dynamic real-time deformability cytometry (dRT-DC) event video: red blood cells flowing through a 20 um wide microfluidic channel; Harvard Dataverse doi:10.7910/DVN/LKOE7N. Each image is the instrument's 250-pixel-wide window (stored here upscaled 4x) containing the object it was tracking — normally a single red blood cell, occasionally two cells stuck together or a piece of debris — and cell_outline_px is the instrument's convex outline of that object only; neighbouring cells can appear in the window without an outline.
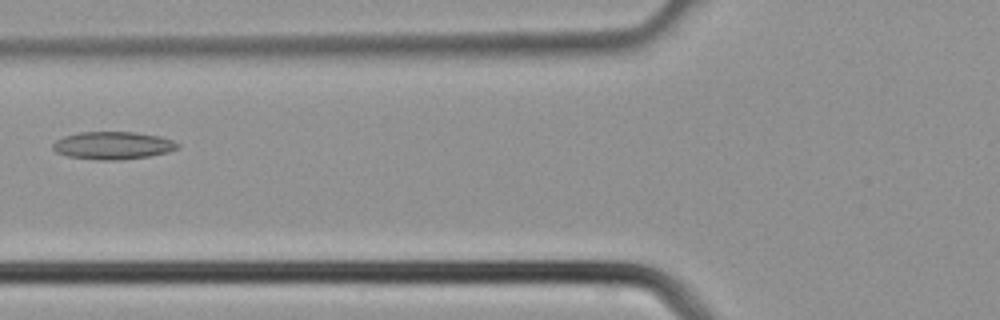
{"species": "common noctule bat (a hibernating species)", "species_latin": "Nyctalus noctula", "temperature_condition": "cold", "stored_images_in_passage": 4, "camera_frame_rate_fps": 3000, "um_per_image_px": 0.085, "animal": {"sex": "male", "body_mass_g": 21.5, "forearm_length_mm": 52.0}, "frame": {"image": 1, "passage_image": 4, "time_ms": 1.0, "image_size_px": [1000, 320], "cell_outline_px": [[180, 148], [168, 152], [148, 156], [112, 160], [104, 160], [68, 156], [56, 152], [52, 148], [52, 144], [56, 140], [64, 136], [80, 132], [136, 132], [160, 136], [172, 140], [180, 144]], "centroid_in_image_um": [9.61, 12.35], "position_along_channel_um": 116.2, "area_um2": 20.0}}